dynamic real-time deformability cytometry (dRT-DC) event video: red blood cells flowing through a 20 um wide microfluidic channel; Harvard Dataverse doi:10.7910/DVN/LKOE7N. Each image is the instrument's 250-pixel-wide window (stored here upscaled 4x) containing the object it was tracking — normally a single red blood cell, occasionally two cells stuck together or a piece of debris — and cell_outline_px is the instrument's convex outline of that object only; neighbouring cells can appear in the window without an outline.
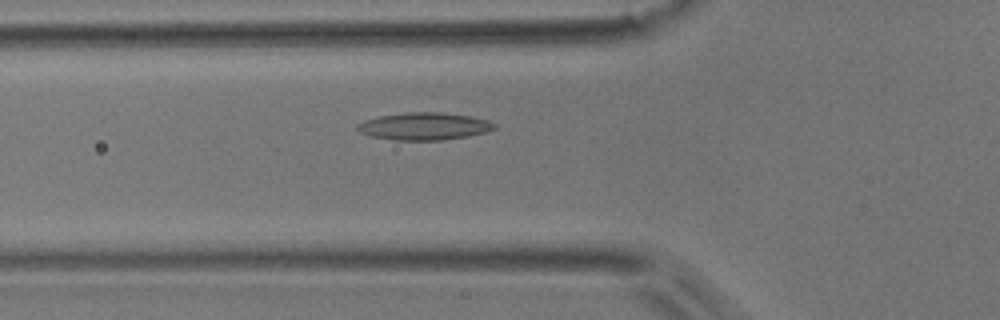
{"species": "common noctule bat (a hibernating species)", "species_latin": "Nyctalus noctula", "temperature_condition": "room temperature", "stored_images_in_passage": 51, "camera_frame_rate_fps": 3000, "um_per_image_px": 0.085, "animal": {"sex": "male", "body_mass_g": 17.9}, "frame": {"image": 1, "passage_image": 16, "time_ms": 5.0, "image_size_px": [1000, 320], "cell_outline_px": [[496, 128], [484, 132], [468, 136], [444, 140], [392, 140], [372, 136], [360, 132], [356, 128], [356, 124], [364, 120], [376, 116], [408, 112], [444, 112], [468, 116], [488, 120], [496, 124]], "centroid_in_image_um": [36.02, 10.73], "position_along_channel_um": 89.8, "area_um2": 21.96}}
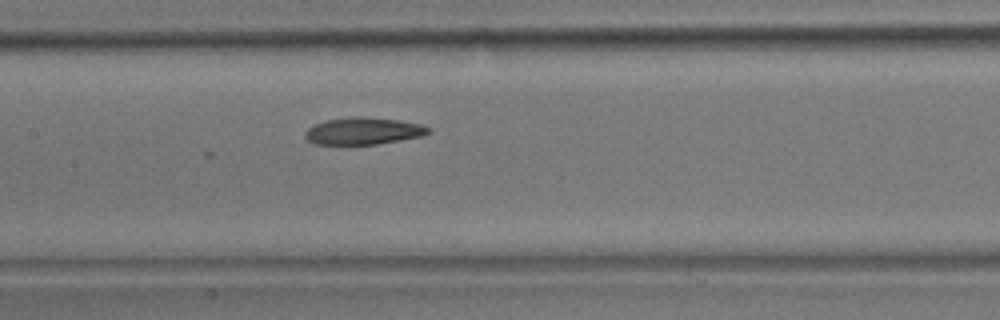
{"frame": {"image": 2, "passage_image": 23, "time_ms": 7.333, "image_size_px": [1000, 320], "cell_outline_px": [[432, 132], [420, 136], [400, 140], [376, 144], [312, 144], [304, 136], [304, 132], [308, 128], [316, 124], [328, 120], [352, 116], [364, 116], [400, 120], [420, 124], [428, 128]], "centroid_in_image_um": [30.86, 11.13], "position_along_channel_um": 176.5, "area_um2": 19.36}}
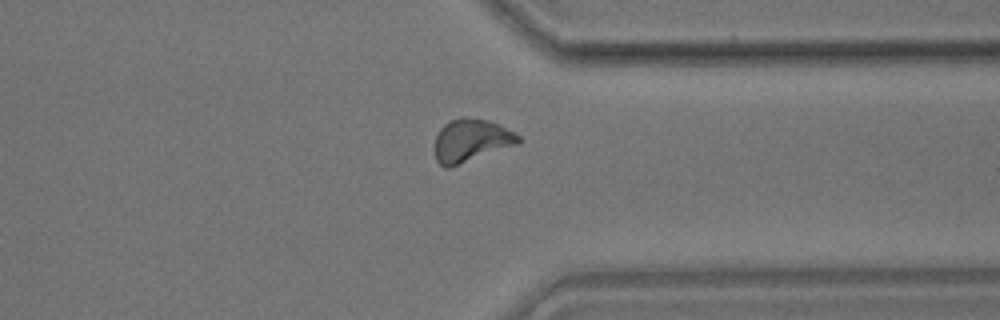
{"frame": {"image": 3, "passage_image": 39, "time_ms": 12.667, "image_size_px": [1000, 320], "cell_outline_px": [[520, 144], [448, 168], [444, 168], [436, 160], [436, 136], [440, 128], [444, 124], [460, 116], [464, 116], [488, 120], [520, 136]], "centroid_in_image_um": [40.04, 11.94], "position_along_channel_um": 371.4, "area_um2": 20.75}, "authors_computed_cell_mechanics": {"area_um2": 20.3456, "velocity_mm_per_s": 3.6974, "shape_relaxation_time_tau1_ms": null, "shape_relaxation_time_tau2_ms": 3.7978, "deformation_change_tau1": null, "deformation_change_tau2": 0.1005}}